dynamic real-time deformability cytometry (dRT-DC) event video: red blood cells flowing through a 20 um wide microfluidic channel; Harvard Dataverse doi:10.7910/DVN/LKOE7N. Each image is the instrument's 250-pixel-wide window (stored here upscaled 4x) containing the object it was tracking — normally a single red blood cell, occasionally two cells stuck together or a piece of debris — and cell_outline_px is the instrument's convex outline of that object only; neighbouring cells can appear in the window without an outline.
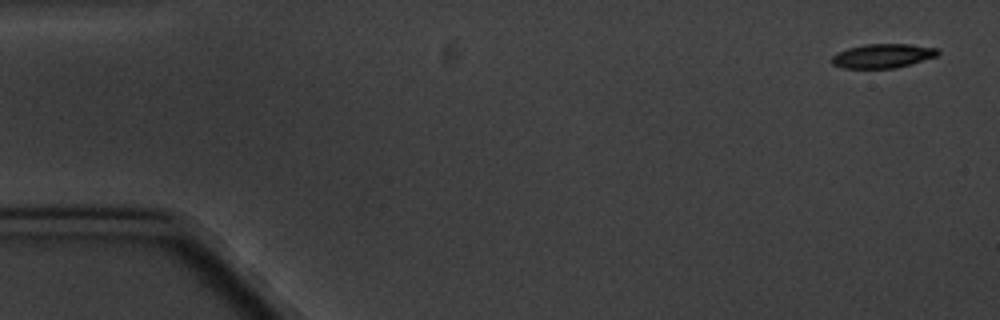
{"species": "common noctule bat (a hibernating species)", "species_latin": "Nyctalus noctula", "temperature_condition": "cold", "stored_images_in_passage": 9, "camera_frame_rate_fps": 3000, "um_per_image_px": 0.085, "animal": {"sex": "male", "body_mass_g": 20.1, "forearm_length_mm": 53.5}, "frame": {"image": 1, "passage_image": 1, "time_ms": 0.0, "image_size_px": [1000, 320], "cell_outline_px": [[940, 52], [936, 56], [908, 64], [892, 68], [840, 68], [832, 64], [832, 56], [848, 48], [864, 44], [908, 44], [936, 48]], "centroid_in_image_um": [74.99, 4.74], "position_along_channel_um": 10.0, "area_um2": 14.62}}